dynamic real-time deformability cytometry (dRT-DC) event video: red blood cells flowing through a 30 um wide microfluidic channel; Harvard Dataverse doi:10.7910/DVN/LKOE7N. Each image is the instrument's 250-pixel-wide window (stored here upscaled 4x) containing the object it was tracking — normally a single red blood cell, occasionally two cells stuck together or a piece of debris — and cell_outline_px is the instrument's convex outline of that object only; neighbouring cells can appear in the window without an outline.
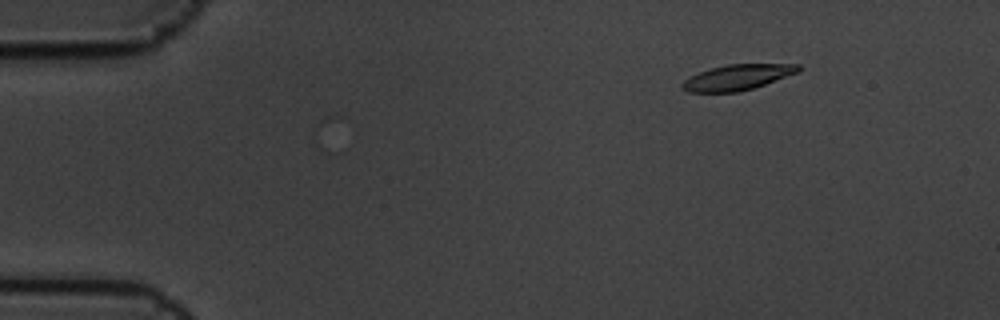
{"species": "common noctule bat (a hibernating species)", "species_latin": "Nyctalus noctula", "temperature_condition": "cold", "stored_images_in_passage": 6, "camera_frame_rate_fps": 3000, "um_per_image_px": 0.085, "animal": {"sex": "male", "body_mass_g": 19.5, "forearm_length_mm": 54.6}, "frame": {"image": 1, "passage_image": 3, "time_ms": 0.667, "image_size_px": [1000, 320], "cell_outline_px": [[800, 72], [740, 92], [688, 92], [680, 88], [680, 84], [684, 80], [700, 72], [712, 68], [728, 64], [800, 64]], "centroid_in_image_um": [62.67, 6.57], "position_along_channel_um": 22.3, "area_um2": 17.17}}
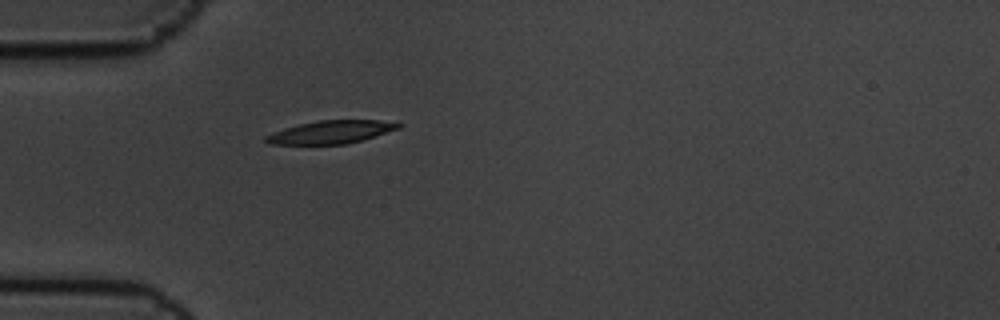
{"frame": {"image": 2, "passage_image": 6, "time_ms": 1.667, "image_size_px": [1000, 320], "cell_outline_px": [[404, 124], [400, 128], [348, 144], [268, 144], [264, 140], [264, 136], [284, 128], [316, 120], [380, 120]], "centroid_in_image_um": [28.12, 11.22], "position_along_channel_um": 56.9, "area_um2": 17.69}}